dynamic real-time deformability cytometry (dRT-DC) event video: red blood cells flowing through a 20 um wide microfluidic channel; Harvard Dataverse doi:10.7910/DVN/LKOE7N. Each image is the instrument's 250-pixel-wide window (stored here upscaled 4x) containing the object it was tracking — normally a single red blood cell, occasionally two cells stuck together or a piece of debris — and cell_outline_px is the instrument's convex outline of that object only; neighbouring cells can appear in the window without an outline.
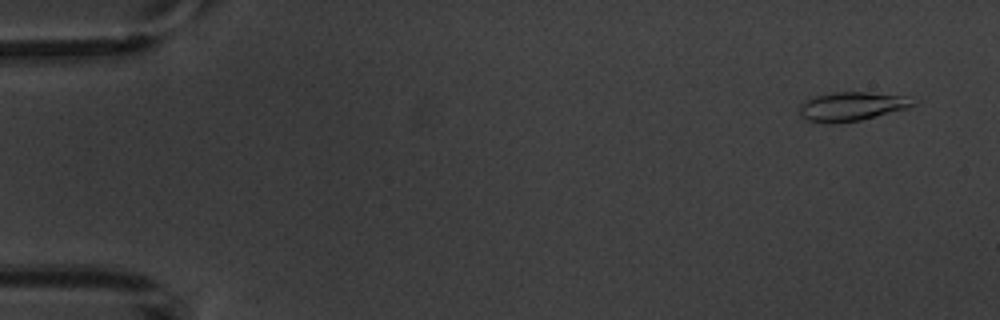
{"species": "common noctule bat (a hibernating species)", "species_latin": "Nyctalus noctula", "temperature_condition": "warm", "stored_images_in_passage": 6, "segment_of_instrument_passage": [1, 2], "camera_frame_rate_fps": 3000, "um_per_image_px": 0.085, "animal": {"sex": "male", "body_mass_g": 20.1, "forearm_length_mm": 53.5}, "frame": {"image": 1, "passage_image": 1, "time_ms": 0.0, "image_size_px": [1000, 320], "cell_outline_px": [[916, 104], [908, 108], [860, 120], [836, 124], [828, 124], [808, 120], [800, 116], [800, 104], [816, 96], [832, 92], [868, 92], [912, 96]], "centroid_in_image_um": [72.44, 9.04], "position_along_channel_um": 12.6, "area_um2": 19.31}}